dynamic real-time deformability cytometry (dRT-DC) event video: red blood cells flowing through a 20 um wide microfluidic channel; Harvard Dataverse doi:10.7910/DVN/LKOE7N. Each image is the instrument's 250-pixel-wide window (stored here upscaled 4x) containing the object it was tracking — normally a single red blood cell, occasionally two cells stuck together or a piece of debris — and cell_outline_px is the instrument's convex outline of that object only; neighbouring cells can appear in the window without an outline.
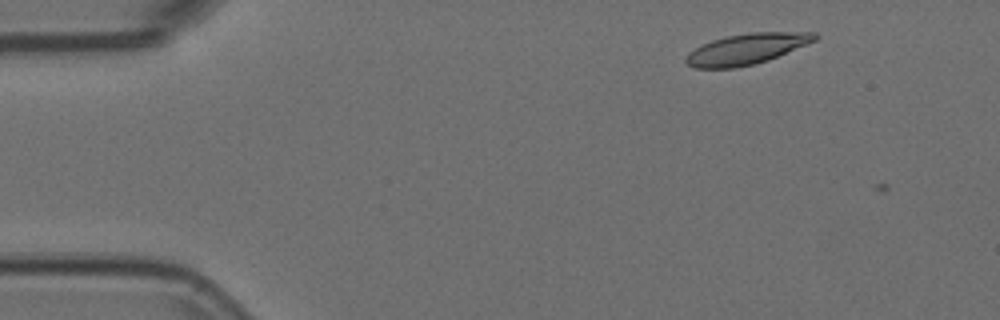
{"species": "Egyptian fruit bat (a non-hibernating species)", "species_latin": "Rousettus aegyptiacus", "temperature_condition": "room temperature", "stored_images_in_passage": 2, "camera_frame_rate_fps": 3000, "um_per_image_px": 0.085, "animal": {"sex": "female"}, "frame": {"image": 1, "passage_image": 1, "time_ms": 0.0, "image_size_px": [1000, 320], "cell_outline_px": [[820, 36], [816, 40], [768, 60], [736, 68], [692, 68], [684, 60], [688, 52], [712, 40], [728, 36], [752, 32], [816, 32]], "centroid_in_image_um": [63.46, 4.16], "position_along_channel_um": 21.5, "area_um2": 22.89}}